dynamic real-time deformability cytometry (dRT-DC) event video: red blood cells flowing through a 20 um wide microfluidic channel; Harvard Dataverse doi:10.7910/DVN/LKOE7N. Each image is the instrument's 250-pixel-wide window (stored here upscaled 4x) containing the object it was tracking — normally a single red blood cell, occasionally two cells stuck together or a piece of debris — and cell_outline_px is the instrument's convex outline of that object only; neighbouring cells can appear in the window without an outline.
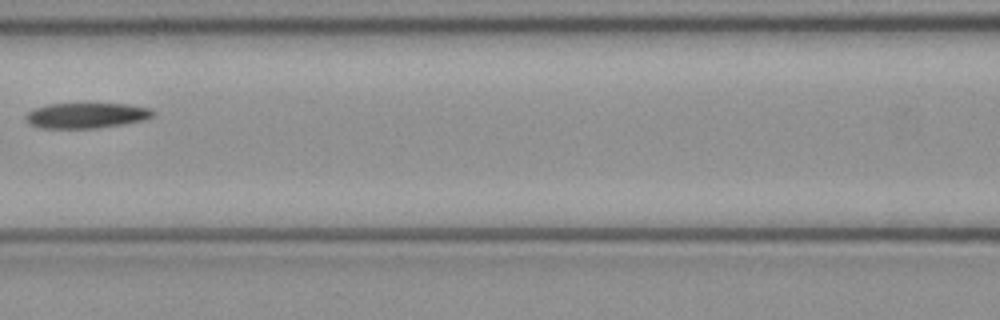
{"species": "common noctule bat (a hibernating species)", "species_latin": "Nyctalus noctula", "temperature_condition": "cold", "stored_images_in_passage": 6, "camera_frame_rate_fps": 3000, "um_per_image_px": 0.085, "animal": {"sex": "female", "body_mass_g": 21.9}, "frame": {"image": 1, "passage_image": 6, "time_ms": 1.667, "image_size_px": [1000, 320], "cell_outline_px": [[156, 116], [144, 120], [96, 128], [40, 128], [28, 124], [24, 116], [32, 108], [48, 104], [128, 104], [152, 108], [156, 112]], "centroid_in_image_um": [7.34, 9.81], "position_along_channel_um": 159.3, "area_um2": 19.02}}